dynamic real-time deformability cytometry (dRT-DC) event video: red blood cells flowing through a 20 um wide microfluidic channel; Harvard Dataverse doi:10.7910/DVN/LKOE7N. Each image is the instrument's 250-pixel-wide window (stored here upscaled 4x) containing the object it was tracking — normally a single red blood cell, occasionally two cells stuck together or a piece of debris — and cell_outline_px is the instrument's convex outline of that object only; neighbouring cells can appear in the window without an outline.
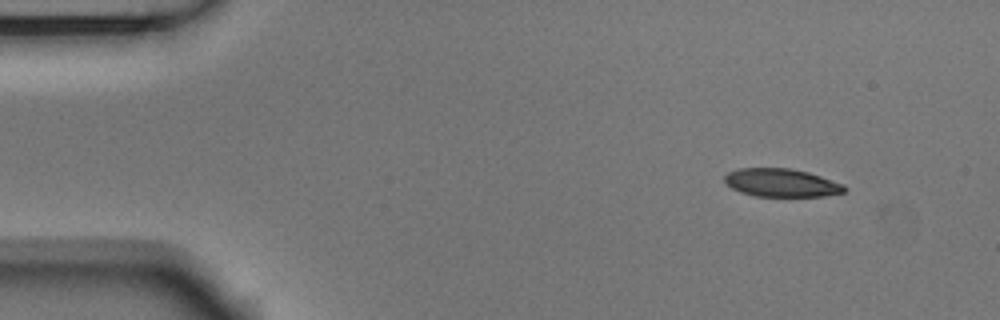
{"species": "Egyptian fruit bat (a non-hibernating species)", "species_latin": "Rousettus aegyptiacus", "temperature_condition": "room temperature", "stored_images_in_passage": 49, "camera_frame_rate_fps": 3000, "um_per_image_px": 0.085, "animal": {"sex": "male"}, "frame": {"image": 1, "passage_image": 1, "time_ms": 0.0, "image_size_px": [1000, 320], "cell_outline_px": [[848, 188], [844, 192], [824, 196], [752, 196], [740, 192], [732, 188], [724, 180], [724, 176], [728, 172], [740, 168], [792, 168], [808, 172], [844, 184]], "centroid_in_image_um": [66.43, 15.53], "position_along_channel_um": 18.6, "area_um2": 19.71}}
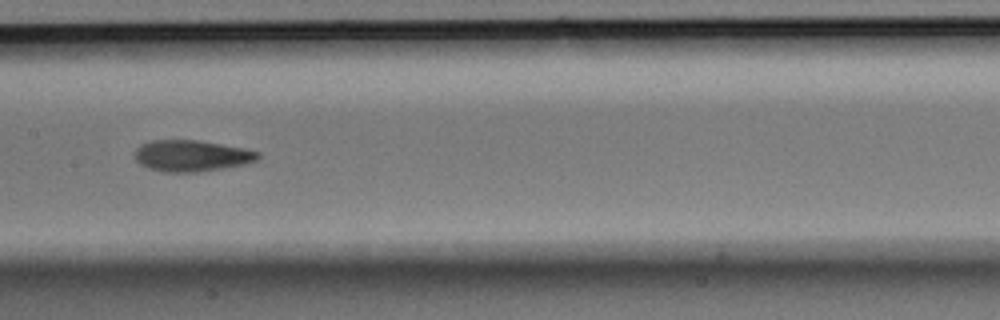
{"frame": {"image": 2, "passage_image": 22, "time_ms": 7.0, "image_size_px": [1000, 320], "cell_outline_px": [[260, 156], [256, 160], [244, 164], [196, 172], [160, 172], [148, 168], [140, 164], [136, 160], [132, 152], [140, 144], [152, 140], [196, 140], [244, 148], [260, 152]], "centroid_in_image_um": [16.21, 13.24], "position_along_channel_um": 191.2, "area_um2": 22.48}}
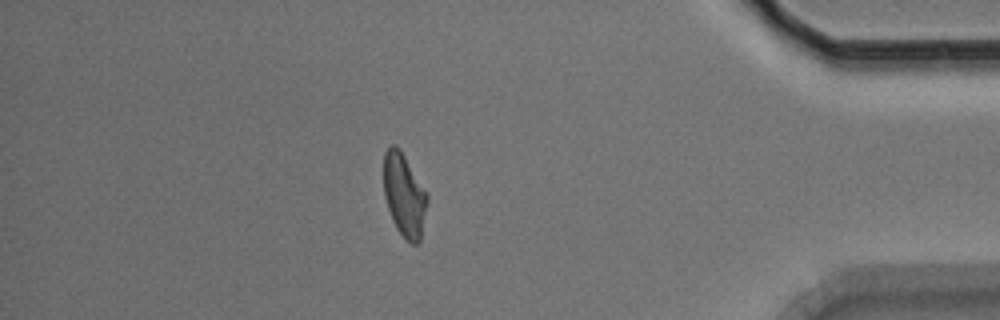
{"frame": {"image": 3, "passage_image": 42, "time_ms": 13.667, "image_size_px": [1000, 320], "cell_outline_px": [[428, 200], [420, 240], [416, 244], [412, 244], [396, 228], [388, 208], [384, 196], [384, 152], [392, 144], [396, 144], [400, 148], [428, 196]], "centroid_in_image_um": [34.35, 16.55], "position_along_channel_um": 400.9, "area_um2": 20.75}, "authors_computed_cell_mechanics": {"area_um2": 21.5594, "velocity_mm_per_s": 3.7371, "shape_relaxation_time_tau1_ms": 3.4699, "shape_relaxation_time_tau2_ms": 2.4042, "deformation_change_tau1": 0.1594, "deformation_change_tau2": 0.099}}